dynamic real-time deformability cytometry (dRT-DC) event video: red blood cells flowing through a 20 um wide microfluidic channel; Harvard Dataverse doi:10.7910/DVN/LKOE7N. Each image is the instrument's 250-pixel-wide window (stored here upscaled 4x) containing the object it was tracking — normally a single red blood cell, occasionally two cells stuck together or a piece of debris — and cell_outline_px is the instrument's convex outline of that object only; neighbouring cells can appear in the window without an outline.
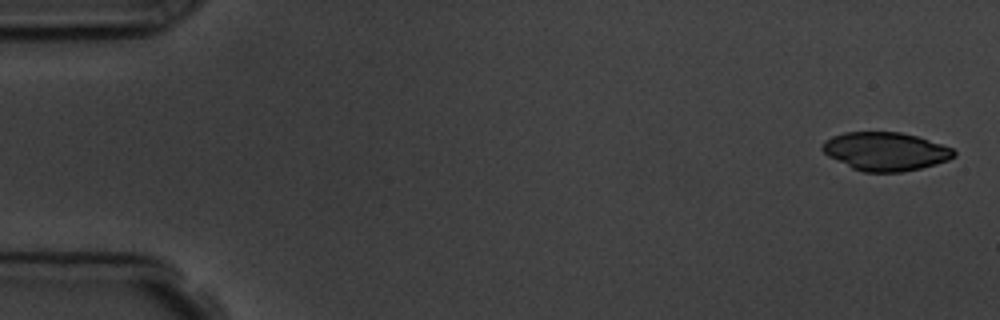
{"species": "common noctule bat (a hibernating species)", "species_latin": "Nyctalus noctula", "temperature_condition": "room temperature", "stored_images_in_passage": 5, "camera_frame_rate_fps": 3000, "um_per_image_px": 0.085, "animal": {"sex": "male", "body_mass_g": 19.5, "forearm_length_mm": 54.6}, "frame": {"image": 1, "passage_image": 1, "time_ms": 0.0, "image_size_px": [1000, 320], "cell_outline_px": [[956, 156], [948, 160], [936, 164], [920, 168], [900, 172], [864, 172], [852, 168], [828, 156], [820, 148], [824, 140], [832, 136], [844, 132], [900, 132], [916, 136], [952, 148], [956, 152]], "centroid_in_image_um": [75.24, 12.87], "position_along_channel_um": 9.8, "area_um2": 29.36}}